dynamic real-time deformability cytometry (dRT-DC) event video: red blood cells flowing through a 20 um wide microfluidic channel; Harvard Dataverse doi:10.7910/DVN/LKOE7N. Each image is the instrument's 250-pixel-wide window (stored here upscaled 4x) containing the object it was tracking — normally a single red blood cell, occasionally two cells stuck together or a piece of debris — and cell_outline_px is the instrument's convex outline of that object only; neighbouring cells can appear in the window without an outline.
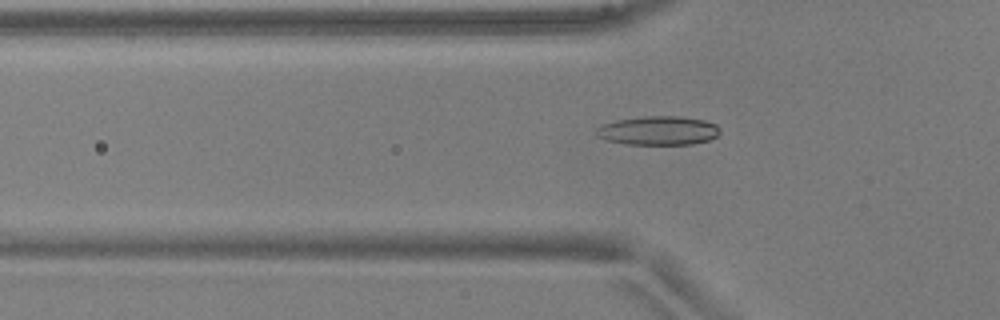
{"species": "common noctule bat (a hibernating species)", "species_latin": "Nyctalus noctula", "temperature_condition": "warm", "stored_images_in_passage": 41, "camera_frame_rate_fps": 3000, "um_per_image_px": 0.085, "animal": {"sex": "male", "body_mass_g": 17.9, "forearm_length_mm": 54.2}, "frame": {"image": 1, "passage_image": 7, "time_ms": 2.0, "image_size_px": [1000, 320], "cell_outline_px": [[720, 132], [716, 136], [708, 140], [692, 144], [628, 144], [608, 140], [596, 136], [596, 128], [600, 124], [616, 120], [648, 116], [680, 116], [704, 120], [716, 124], [720, 128]], "centroid_in_image_um": [55.95, 11.09], "position_along_channel_um": 69.9, "area_um2": 20.81}}
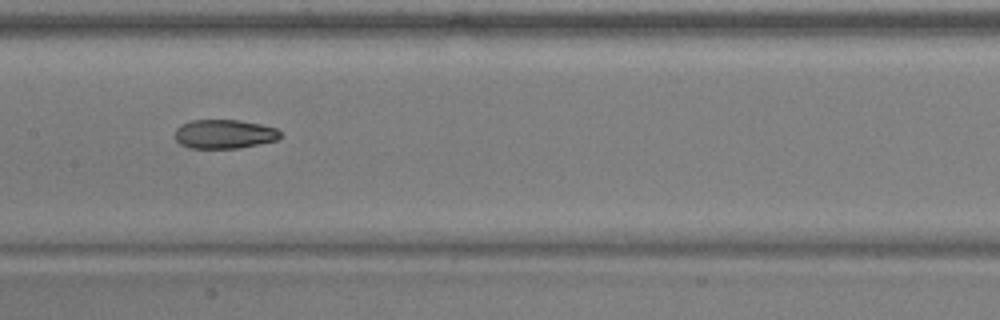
{"frame": {"image": 2, "passage_image": 16, "time_ms": 5.0, "image_size_px": [1000, 320], "cell_outline_px": [[280, 136], [276, 140], [240, 148], [188, 148], [180, 144], [176, 140], [176, 128], [180, 124], [192, 120], [240, 120], [260, 124], [276, 128], [280, 132]], "centroid_in_image_um": [19.04, 11.39], "position_along_channel_um": 188.4, "area_um2": 17.8}}
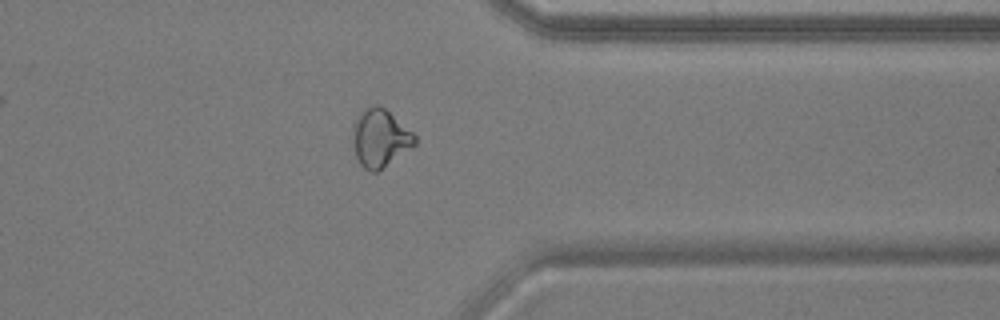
{"frame": {"image": 3, "passage_image": 31, "time_ms": 10.0, "image_size_px": [1000, 320], "cell_outline_px": [[416, 144], [376, 172], [368, 172], [360, 164], [356, 156], [352, 140], [352, 124], [360, 112], [364, 108], [376, 104], [380, 104], [412, 132], [416, 136]], "centroid_in_image_um": [32.26, 11.72], "position_along_channel_um": 379.1, "area_um2": 20.87}, "authors_computed_cell_mechanics": {"area_um2": 18.9006, "velocity_mm_per_s": 3.9211, "shape_relaxation_time_tau1_ms": 7.1734, "shape_relaxation_time_tau2_ms": 2.3168, "deformation_change_tau1": 0.2189, "deformation_change_tau2": 0.0809}}